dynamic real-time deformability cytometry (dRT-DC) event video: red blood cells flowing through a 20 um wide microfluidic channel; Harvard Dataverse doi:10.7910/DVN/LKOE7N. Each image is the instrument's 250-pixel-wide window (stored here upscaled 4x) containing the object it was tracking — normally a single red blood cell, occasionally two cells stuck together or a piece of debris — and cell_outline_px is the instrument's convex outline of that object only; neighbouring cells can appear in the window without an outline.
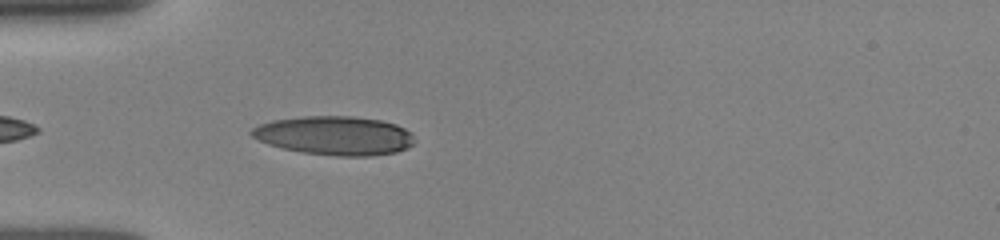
{"species": "human", "species_latin": "Homo sapiens", "temperature_condition": "room temperature", "stored_images_in_passage": 36, "camera_frame_rate_fps": 3000, "um_per_image_px": 0.085, "donor": {"sex": "female"}, "frame": {"image": 1, "passage_image": 3, "time_ms": 0.667, "image_size_px": [1000, 240], "cell_outline_px": [[416, 140], [408, 148], [396, 152], [372, 156], [336, 156], [300, 152], [268, 144], [252, 136], [248, 132], [252, 128], [260, 124], [272, 120], [300, 116], [352, 116], [380, 120], [396, 124], [412, 132]], "centroid_in_image_um": [28.47, 11.52], "position_along_channel_um": 56.5, "area_um2": 37.17}}
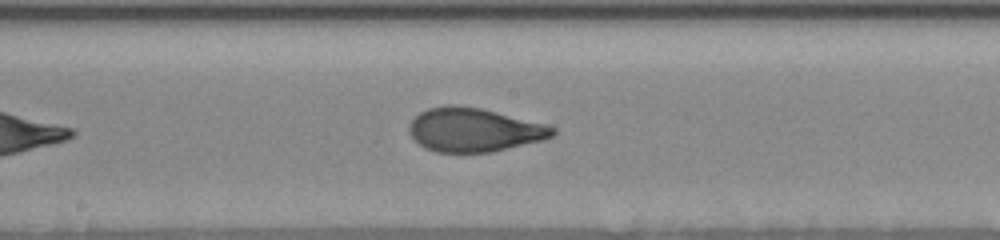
{"frame": {"image": 2, "passage_image": 15, "time_ms": 4.667, "image_size_px": [1000, 240], "cell_outline_px": [[556, 132], [552, 136], [544, 140], [492, 152], [436, 152], [424, 148], [408, 132], [408, 124], [420, 112], [428, 108], [448, 104], [456, 104], [480, 108], [544, 124], [556, 128]], "centroid_in_image_um": [40.26, 11.04], "position_along_channel_um": 207.9, "area_um2": 36.53}}
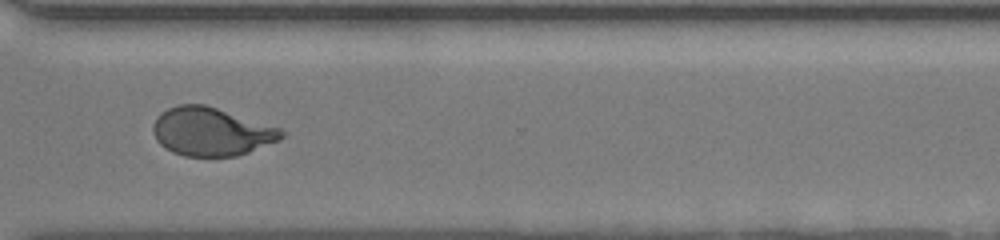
{"frame": {"image": 3, "passage_image": 26, "time_ms": 8.333, "image_size_px": [1000, 240], "cell_outline_px": [[288, 132], [280, 140], [248, 152], [236, 156], [184, 156], [172, 152], [164, 148], [156, 140], [152, 132], [152, 124], [156, 116], [160, 112], [168, 108], [180, 104], [204, 104], [280, 128]], "centroid_in_image_um": [17.93, 11.19], "position_along_channel_um": 352.7, "area_um2": 36.3}, "authors_computed_cell_mechanics": {"area_um2": 36.4718, "velocity_mm_per_s": 3.9534, "shape_relaxation_time_tau1_ms": 4.8636, "shape_relaxation_time_tau2_ms": 0.9138, "deformation_change_tau1": 0.2136, "deformation_change_tau2": 0.0749}}